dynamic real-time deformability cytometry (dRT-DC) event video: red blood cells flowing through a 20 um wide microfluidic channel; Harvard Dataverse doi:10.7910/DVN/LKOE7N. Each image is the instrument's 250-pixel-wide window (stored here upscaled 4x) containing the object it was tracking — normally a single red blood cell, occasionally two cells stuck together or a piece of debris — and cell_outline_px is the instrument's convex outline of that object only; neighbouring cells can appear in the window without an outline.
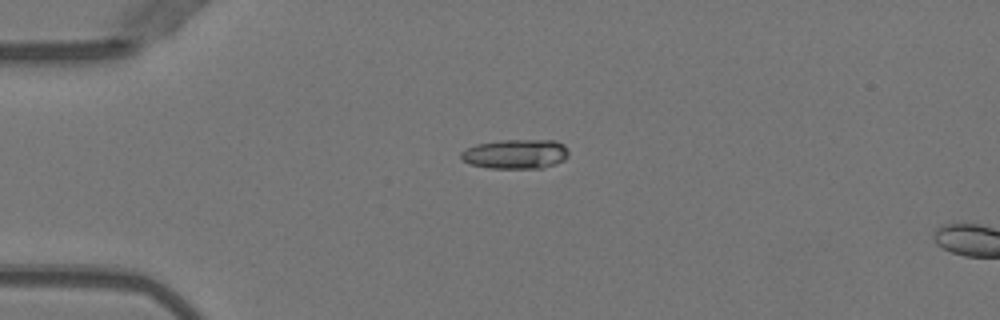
{"species": "Egyptian fruit bat (a non-hibernating species)", "species_latin": "Rousettus aegyptiacus", "temperature_condition": "warm", "stored_images_in_passage": 5, "camera_frame_rate_fps": 3000, "um_per_image_px": 0.085, "animal": {"sex": "female"}, "frame": {"image": 1, "passage_image": 2, "time_ms": 0.333, "image_size_px": [1000, 320], "cell_outline_px": [[568, 156], [564, 160], [540, 168], [488, 168], [468, 164], [460, 156], [460, 152], [476, 144], [500, 140], [556, 140], [564, 144], [568, 148]], "centroid_in_image_um": [43.83, 13.08], "position_along_channel_um": 41.2, "area_um2": 18.55}}